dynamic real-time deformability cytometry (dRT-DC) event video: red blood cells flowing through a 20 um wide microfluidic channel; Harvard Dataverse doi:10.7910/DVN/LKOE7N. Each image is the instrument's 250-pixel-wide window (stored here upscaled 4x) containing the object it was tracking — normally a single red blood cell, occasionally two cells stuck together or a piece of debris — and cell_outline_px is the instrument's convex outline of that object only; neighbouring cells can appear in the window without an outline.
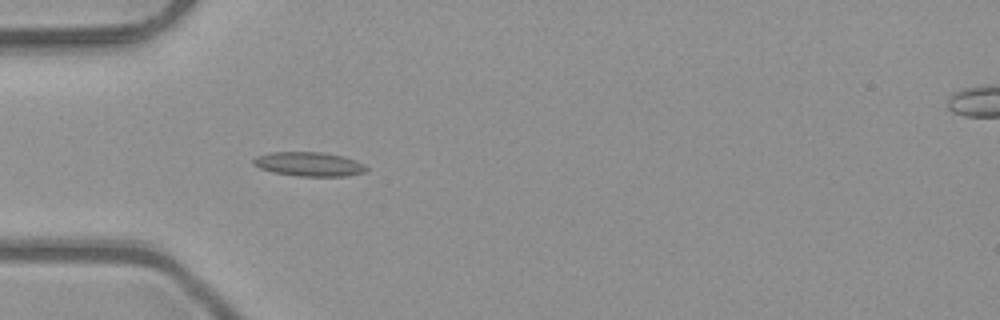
{"species": "common noctule bat (a hibernating species)", "species_latin": "Nyctalus noctula", "temperature_condition": "room temperature", "stored_images_in_passage": 5, "camera_frame_rate_fps": 3000, "um_per_image_px": 0.085, "animal": {"sex": "male", "body_mass_g": 23.1, "forearm_length_mm": 52.7}, "frame": {"image": 1, "passage_image": 4, "time_ms": 1.0, "image_size_px": [1000, 320], "cell_outline_px": [[368, 168], [364, 172], [348, 176], [296, 176], [272, 172], [260, 168], [252, 164], [252, 160], [256, 156], [268, 152], [324, 152], [344, 156], [356, 160], [364, 164]], "centroid_in_image_um": [26.25, 13.94], "position_along_channel_um": 58.7, "area_um2": 16.13}}